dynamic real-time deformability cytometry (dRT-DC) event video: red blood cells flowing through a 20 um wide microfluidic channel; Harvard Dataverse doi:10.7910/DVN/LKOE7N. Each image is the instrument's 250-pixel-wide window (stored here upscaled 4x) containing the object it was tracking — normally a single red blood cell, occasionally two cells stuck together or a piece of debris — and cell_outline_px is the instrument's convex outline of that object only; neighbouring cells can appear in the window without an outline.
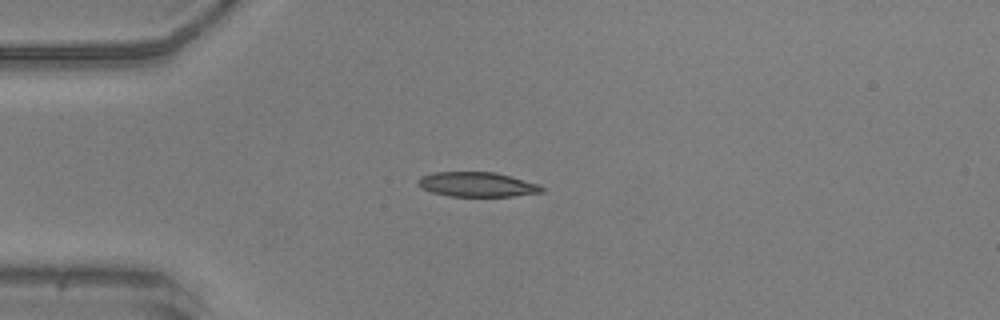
{"species": "common noctule bat (a hibernating species)", "species_latin": "Nyctalus noctula", "temperature_condition": "warm", "stored_images_in_passage": 39, "camera_frame_rate_fps": 3000, "um_per_image_px": 0.085, "animal": {"sex": "male", "body_mass_g": 20.5, "forearm_length_mm": 52.5}, "frame": {"image": 1, "passage_image": 1, "time_ms": 0.0, "image_size_px": [1000, 320], "cell_outline_px": [[544, 192], [512, 196], [448, 196], [432, 192], [424, 188], [416, 180], [420, 176], [432, 172], [496, 172], [540, 184], [544, 188]], "centroid_in_image_um": [40.58, 15.67], "position_along_channel_um": 44.4, "area_um2": 17.8}}
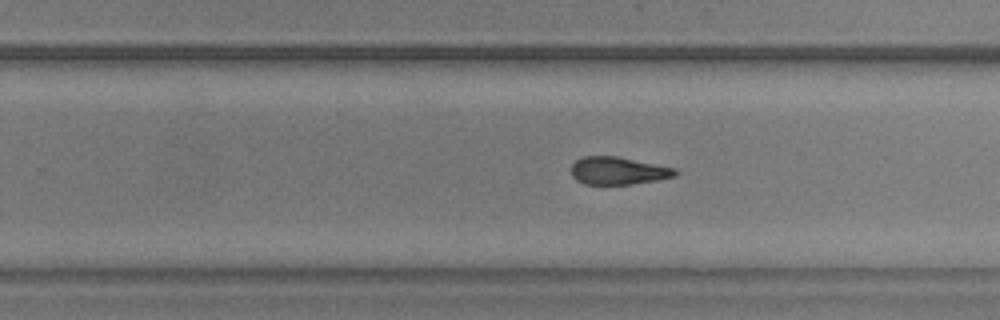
{"frame": {"image": 2, "passage_image": 20, "time_ms": 6.333, "image_size_px": [1000, 320], "cell_outline_px": [[680, 172], [676, 176], [656, 180], [632, 184], [584, 184], [576, 180], [572, 176], [572, 164], [576, 160], [584, 156], [616, 156], [676, 168]], "centroid_in_image_um": [52.56, 14.51], "position_along_channel_um": 277.2, "area_um2": 16.76}}
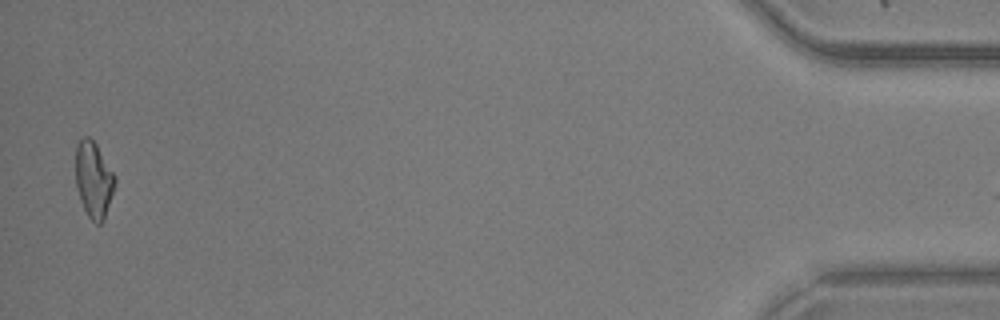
{"frame": {"image": 3, "passage_image": 38, "time_ms": 12.333, "image_size_px": [1000, 320], "cell_outline_px": [[116, 180], [104, 220], [100, 224], [96, 224], [88, 216], [80, 200], [76, 184], [76, 144], [84, 136], [88, 136], [96, 144], [116, 176]], "centroid_in_image_um": [7.96, 15.26], "position_along_channel_um": 427.2, "area_um2": 17.28}}